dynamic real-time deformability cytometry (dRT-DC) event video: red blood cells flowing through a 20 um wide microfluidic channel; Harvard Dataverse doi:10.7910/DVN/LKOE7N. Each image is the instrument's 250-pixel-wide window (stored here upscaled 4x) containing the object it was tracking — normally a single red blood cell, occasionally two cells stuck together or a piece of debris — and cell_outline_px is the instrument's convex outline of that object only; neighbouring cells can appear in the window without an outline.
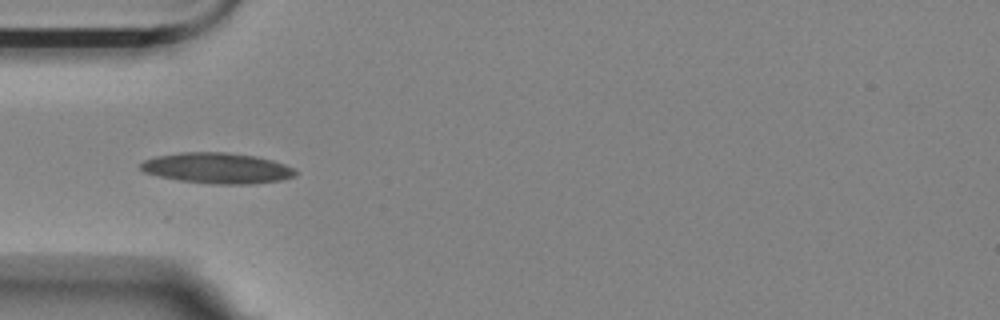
{"species": "Egyptian fruit bat (a non-hibernating species)", "species_latin": "Rousettus aegyptiacus", "temperature_condition": "room temperature", "stored_images_in_passage": 8, "camera_frame_rate_fps": 3000, "um_per_image_px": 0.085, "animal": {"sex": "female"}, "frame": {"image": 1, "passage_image": 4, "time_ms": 1.0, "image_size_px": [1000, 320], "cell_outline_px": [[296, 176], [280, 180], [252, 184], [212, 184], [180, 180], [160, 176], [144, 172], [140, 168], [140, 164], [144, 160], [156, 156], [180, 152], [224, 152], [256, 156], [272, 160], [284, 164], [292, 168], [296, 172]], "centroid_in_image_um": [18.45, 14.29], "position_along_channel_um": 66.5, "area_um2": 27.57}}
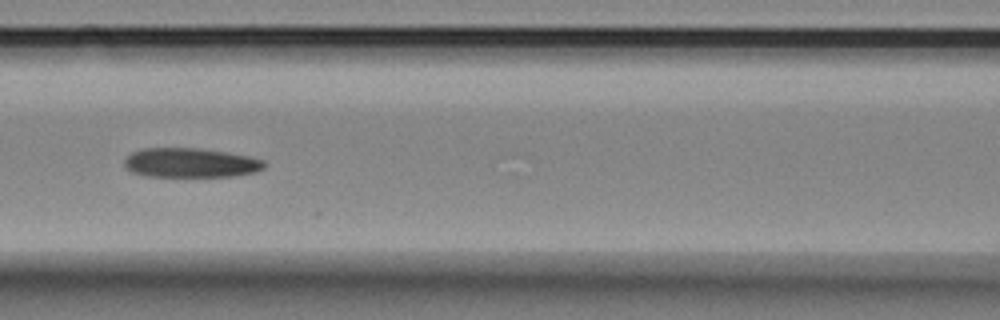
{"frame": {"image": 2, "passage_image": 6, "time_ms": 1.667, "image_size_px": [1000, 320], "cell_outline_px": [[268, 164], [264, 168], [256, 172], [232, 176], [148, 176], [132, 172], [124, 168], [124, 160], [132, 152], [144, 148], [200, 148], [228, 152], [248, 156], [264, 160]], "centroid_in_image_um": [16.22, 13.83], "position_along_channel_um": 150.4, "area_um2": 24.1}}
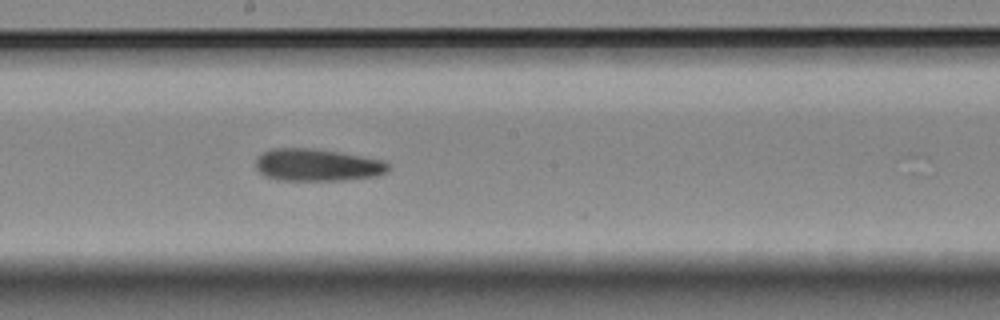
{"frame": {"image": 3, "passage_image": 8, "time_ms": 2.333, "image_size_px": [1000, 320], "cell_outline_px": [[392, 168], [388, 172], [380, 176], [344, 180], [276, 180], [264, 176], [256, 168], [256, 156], [272, 148], [312, 148], [340, 152], [384, 160], [392, 164]], "centroid_in_image_um": [27.02, 14.03], "position_along_channel_um": 221.2, "area_um2": 25.43}}